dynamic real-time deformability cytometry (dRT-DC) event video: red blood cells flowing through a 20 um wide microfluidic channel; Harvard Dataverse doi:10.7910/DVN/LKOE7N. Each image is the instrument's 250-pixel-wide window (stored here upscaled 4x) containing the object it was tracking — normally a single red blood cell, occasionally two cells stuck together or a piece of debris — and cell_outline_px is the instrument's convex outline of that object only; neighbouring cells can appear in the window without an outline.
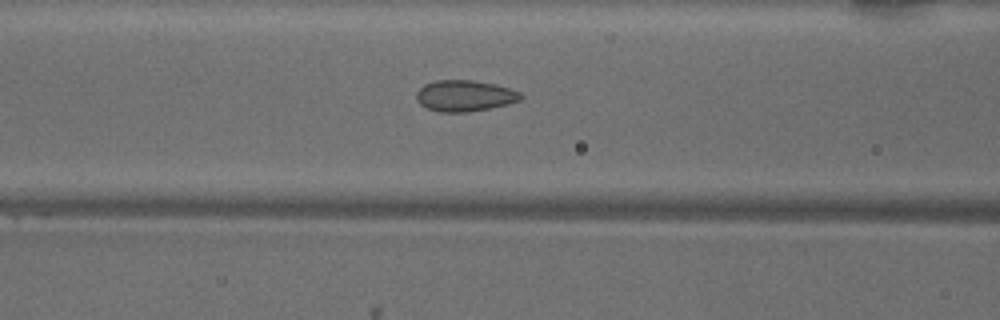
{"species": "common noctule bat (a hibernating species)", "species_latin": "Nyctalus noctula", "temperature_condition": "warm", "stored_images_in_passage": 48, "camera_frame_rate_fps": 3000, "um_per_image_px": 0.085, "animal": {"sex": "male", "body_mass_g": 18.8}, "frame": {"image": 1, "passage_image": 19, "time_ms": 6.0, "image_size_px": [1000, 320], "cell_outline_px": [[524, 96], [520, 100], [508, 104], [468, 112], [440, 112], [428, 108], [420, 104], [416, 100], [416, 92], [424, 84], [436, 80], [472, 80], [496, 84], [520, 92]], "centroid_in_image_um": [39.49, 8.13], "position_along_channel_um": 127.1, "area_um2": 18.96}}
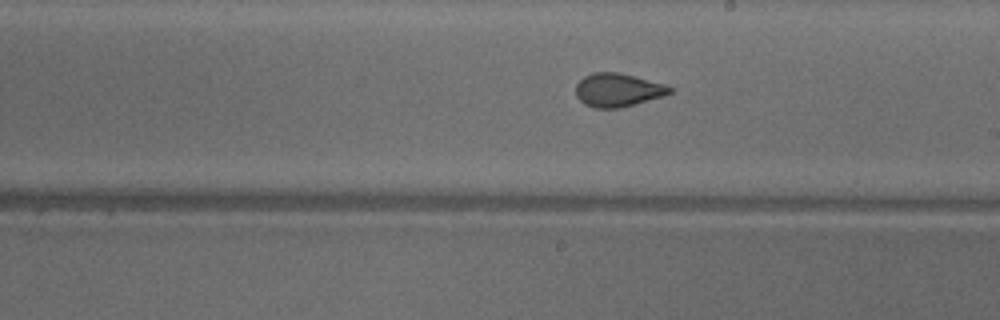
{"frame": {"image": 2, "passage_image": 27, "time_ms": 8.667, "image_size_px": [1000, 320], "cell_outline_px": [[672, 92], [664, 96], [620, 108], [596, 108], [584, 104], [576, 96], [576, 84], [584, 76], [592, 72], [616, 72], [664, 84], [672, 88]], "centroid_in_image_um": [52.49, 7.66], "position_along_channel_um": 236.5, "area_um2": 18.15}}
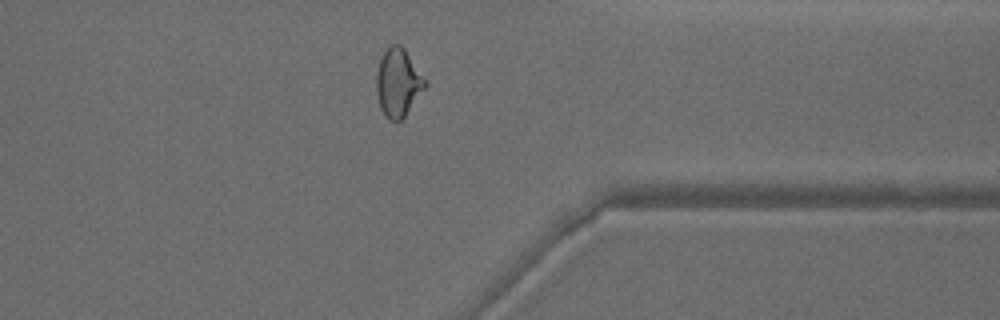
{"frame": {"image": 3, "passage_image": 38, "time_ms": 12.333, "image_size_px": [1000, 320], "cell_outline_px": [[428, 84], [404, 116], [400, 120], [388, 120], [384, 116], [380, 108], [376, 92], [376, 72], [380, 60], [384, 52], [392, 44], [400, 44], [404, 48]], "centroid_in_image_um": [33.81, 7.03], "position_along_channel_um": 377.6, "area_um2": 19.07}, "authors_computed_cell_mechanics": {"area_um2": 19.2185, "velocity_mm_per_s": 4.1008, "shape_relaxation_time_tau1_ms": 6.8182, "shape_relaxation_time_tau2_ms": 0.7872, "deformation_change_tau1": 0.157, "deformation_change_tau2": 0.0697}}